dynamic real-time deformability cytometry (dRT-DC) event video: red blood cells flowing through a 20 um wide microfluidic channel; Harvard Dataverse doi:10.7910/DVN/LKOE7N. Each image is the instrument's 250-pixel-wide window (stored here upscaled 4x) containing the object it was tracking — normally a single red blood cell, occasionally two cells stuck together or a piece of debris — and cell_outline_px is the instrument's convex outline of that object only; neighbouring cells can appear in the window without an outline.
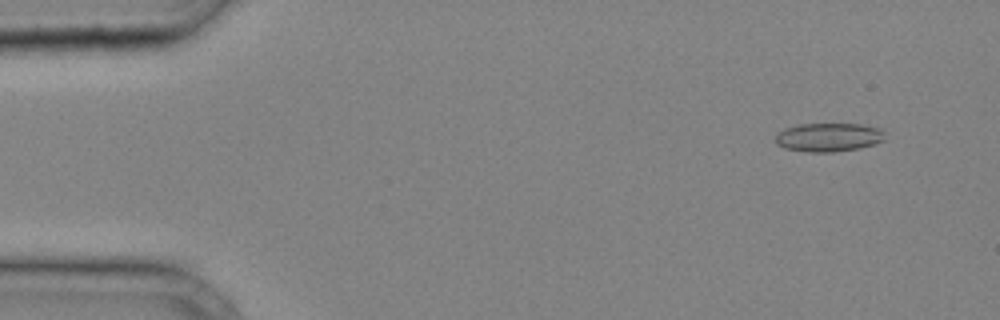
{"species": "common noctule bat (a hibernating species)", "species_latin": "Nyctalus noctula", "temperature_condition": "cold", "stored_images_in_passage": 36, "camera_frame_rate_fps": 3000, "um_per_image_px": 0.085, "animal": {"sex": "male", "body_mass_g": 20.4}, "frame": {"image": 1, "passage_image": 3, "time_ms": 0.667, "image_size_px": [1000, 320], "cell_outline_px": [[884, 140], [860, 148], [832, 152], [808, 152], [784, 148], [776, 144], [776, 136], [784, 128], [796, 124], [864, 124], [880, 128], [884, 132]], "centroid_in_image_um": [70.42, 11.66], "position_along_channel_um": 14.6, "area_um2": 18.32}}
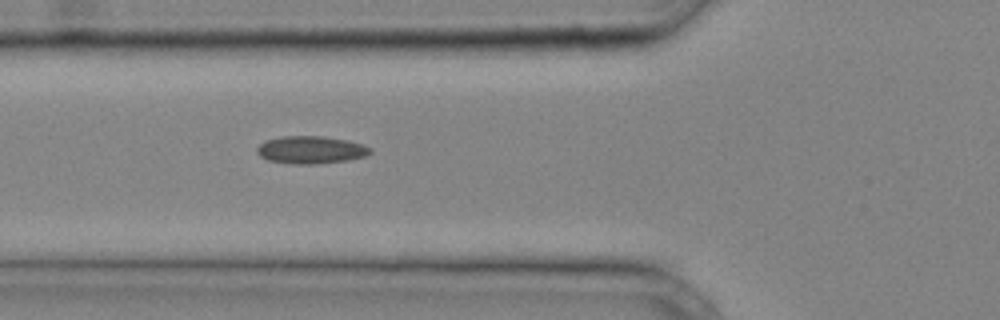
{"frame": {"image": 2, "passage_image": 14, "time_ms": 4.333, "image_size_px": [1000, 320], "cell_outline_px": [[372, 152], [368, 156], [348, 160], [316, 164], [292, 164], [268, 160], [260, 156], [256, 152], [256, 148], [264, 140], [280, 136], [324, 136], [348, 140], [372, 148]], "centroid_in_image_um": [26.42, 12.73], "position_along_channel_um": 99.4, "area_um2": 18.44}}
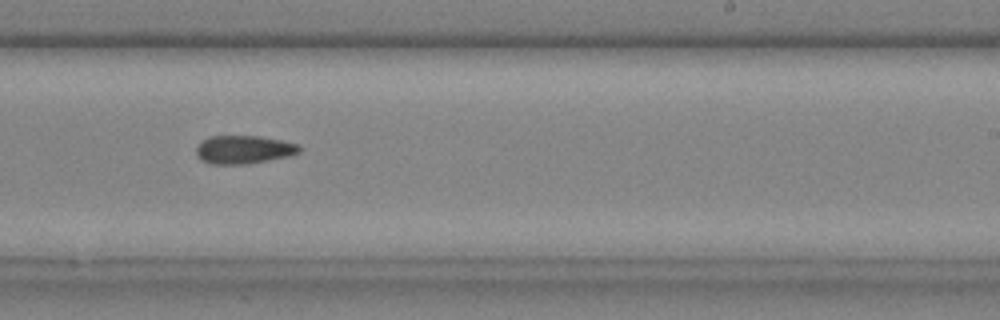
{"frame": {"image": 3, "passage_image": 24, "time_ms": 7.667, "image_size_px": [1000, 320], "cell_outline_px": [[300, 152], [292, 156], [244, 164], [212, 164], [200, 160], [196, 156], [196, 148], [200, 140], [208, 136], [260, 136], [300, 144]], "centroid_in_image_um": [20.69, 12.71], "position_along_channel_um": 268.3, "area_um2": 17.22}}